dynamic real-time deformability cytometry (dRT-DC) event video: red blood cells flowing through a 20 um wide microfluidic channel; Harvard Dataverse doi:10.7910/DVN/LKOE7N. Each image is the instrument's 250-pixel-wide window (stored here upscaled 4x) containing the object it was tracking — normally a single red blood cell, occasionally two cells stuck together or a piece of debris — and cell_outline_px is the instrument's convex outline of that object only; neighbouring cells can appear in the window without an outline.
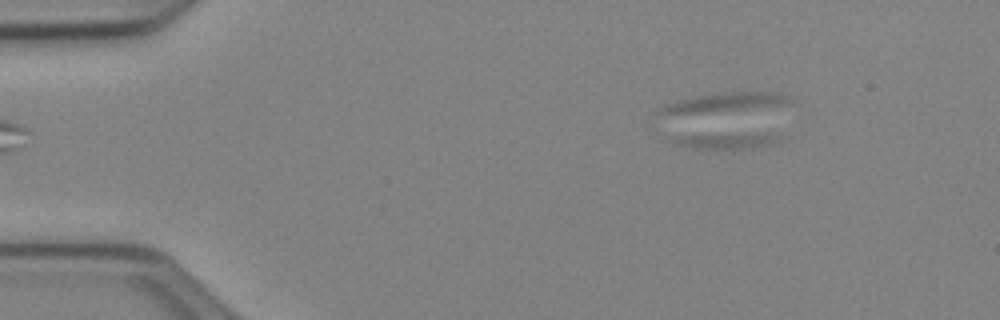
{"species": "Egyptian fruit bat (a non-hibernating species)", "species_latin": "Rousettus aegyptiacus", "temperature_condition": "cold", "stored_images_in_passage": 68, "camera_frame_rate_fps": 3000, "um_per_image_px": 0.085, "animal": {"sex": "female"}, "frame": {"image": 1, "passage_image": 8, "time_ms": 2.333, "image_size_px": [1000, 320], "cell_outline_px": [[784, 140], [776, 144], [752, 148], [692, 148], [680, 144], [672, 140], [672, 136], [756, 132], [772, 132], [780, 136]], "centroid_in_image_um": [61.99, 11.92], "position_along_channel_um": 23.0, "area_um2": 10.23}}